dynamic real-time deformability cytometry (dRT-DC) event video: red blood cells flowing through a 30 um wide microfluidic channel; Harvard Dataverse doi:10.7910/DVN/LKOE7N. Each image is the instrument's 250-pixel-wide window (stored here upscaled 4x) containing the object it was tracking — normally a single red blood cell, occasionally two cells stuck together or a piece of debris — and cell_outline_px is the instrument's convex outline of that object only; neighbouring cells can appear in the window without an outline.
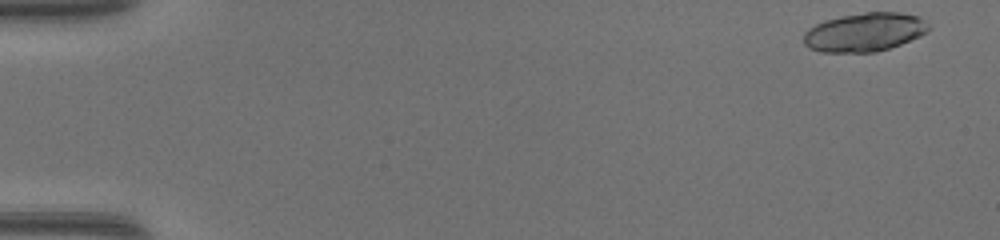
{"species": "common noctule bat (a hibernating species)", "species_latin": "Nyctalus noctula", "temperature_condition": "warm", "stored_images_in_passage": 47, "segment_of_instrument_passage": [1, 2], "camera_frame_rate_fps": 3000, "um_per_image_px": 0.085, "animal": {"sex": "female", "body_mass_g": 17.0, "forearm_length_mm": 48.0}, "frame": {"image": 1, "passage_image": 1, "time_ms": 0.0, "image_size_px": [1000, 240], "cell_outline_px": [[932, 28], [920, 36], [900, 44], [876, 52], [824, 52], [808, 48], [804, 44], [804, 32], [808, 28], [824, 20], [864, 12], [900, 12], [920, 16]], "centroid_in_image_um": [73.5, 2.73], "position_along_channel_um": 11.5, "area_um2": 28.21}}
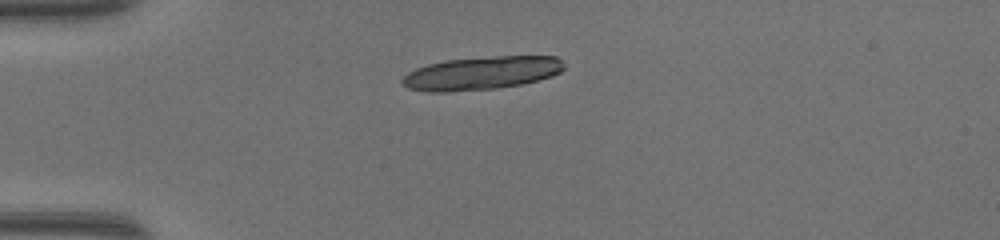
{"frame": {"image": 2, "passage_image": 12, "time_ms": 3.667, "image_size_px": [1000, 240], "cell_outline_px": [[564, 68], [560, 72], [552, 76], [524, 84], [496, 88], [448, 92], [428, 92], [408, 88], [400, 80], [408, 72], [416, 68], [428, 64], [448, 60], [496, 56], [556, 56], [564, 64]], "centroid_in_image_um": [40.93, 6.22], "position_along_channel_um": 44.1, "area_um2": 31.27}}